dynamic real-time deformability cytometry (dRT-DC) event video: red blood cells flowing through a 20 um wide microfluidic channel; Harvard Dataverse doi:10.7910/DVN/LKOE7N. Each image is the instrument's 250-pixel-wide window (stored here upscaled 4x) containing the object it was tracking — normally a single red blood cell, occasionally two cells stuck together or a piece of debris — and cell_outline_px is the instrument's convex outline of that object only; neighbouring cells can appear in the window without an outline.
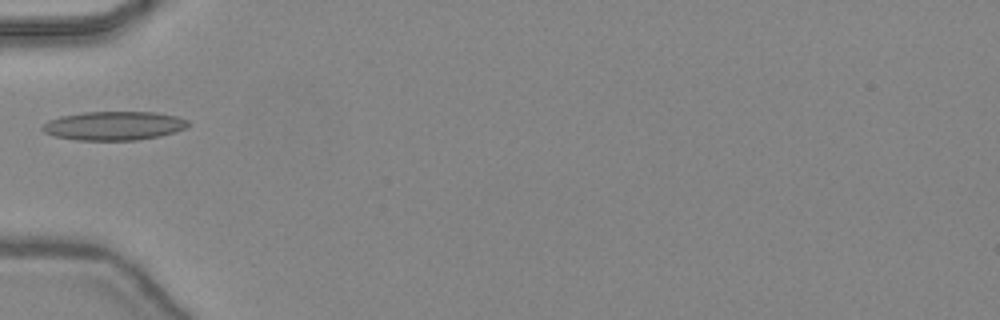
{"species": "common noctule bat (a hibernating species)", "species_latin": "Nyctalus noctula", "temperature_condition": "warm", "stored_images_in_passage": 3, "camera_frame_rate_fps": 3000, "um_per_image_px": 0.085, "animal": {"sex": "female", "body_mass_g": 24.6, "forearm_length_mm": 56.2}, "frame": {"image": 1, "passage_image": 1, "time_ms": 0.0, "image_size_px": [1000, 320], "cell_outline_px": [[192, 124], [176, 132], [160, 136], [136, 140], [76, 140], [56, 136], [44, 132], [40, 128], [48, 120], [60, 116], [84, 112], [156, 112], [176, 116], [188, 120]], "centroid_in_image_um": [9.7, 10.68], "position_along_channel_um": 75.3, "area_um2": 24.57}}
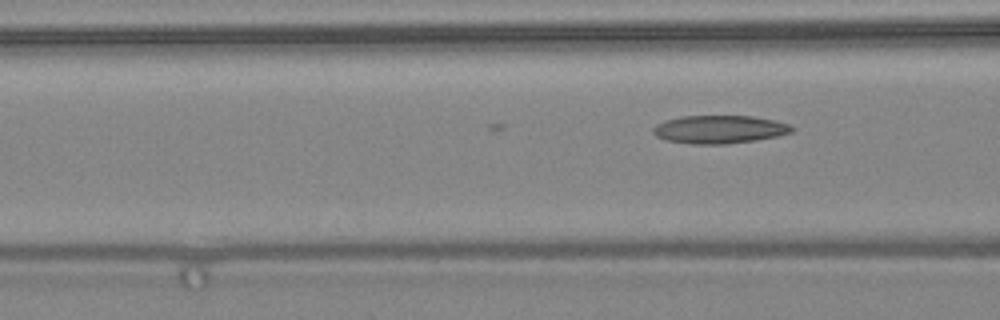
{"frame": {"image": 2, "passage_image": 3, "time_ms": 0.667, "image_size_px": [1000, 320], "cell_outline_px": [[796, 128], [792, 132], [776, 136], [756, 140], [724, 144], [692, 144], [668, 140], [656, 136], [652, 132], [652, 128], [656, 124], [664, 120], [684, 116], [752, 116], [776, 120], [788, 124]], "centroid_in_image_um": [61.15, 10.99], "position_along_channel_um": 105.4, "area_um2": 22.72}}